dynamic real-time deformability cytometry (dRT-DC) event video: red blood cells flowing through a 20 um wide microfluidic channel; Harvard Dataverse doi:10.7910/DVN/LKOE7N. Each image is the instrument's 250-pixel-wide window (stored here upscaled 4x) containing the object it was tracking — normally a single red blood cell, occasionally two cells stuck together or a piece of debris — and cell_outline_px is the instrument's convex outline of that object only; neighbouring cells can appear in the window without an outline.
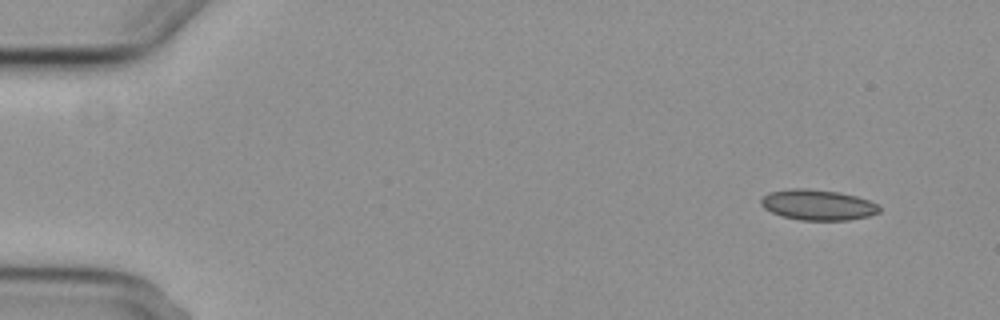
{"species": "common noctule bat (a hibernating species)", "species_latin": "Nyctalus noctula", "temperature_condition": "cold", "stored_images_in_passage": 10, "camera_frame_rate_fps": 3000, "um_per_image_px": 0.085, "animal": {"sex": "female", "body_mass_g": 29.2, "forearm_length_mm": 56.3}, "frame": {"image": 1, "passage_image": 1, "time_ms": 0.0, "image_size_px": [1000, 320], "cell_outline_px": [[880, 212], [868, 216], [848, 220], [800, 220], [784, 216], [772, 212], [764, 208], [760, 204], [760, 200], [768, 192], [792, 188], [808, 188], [840, 192], [856, 196], [880, 204]], "centroid_in_image_um": [69.53, 17.4], "position_along_channel_um": 15.5, "area_um2": 21.15}}
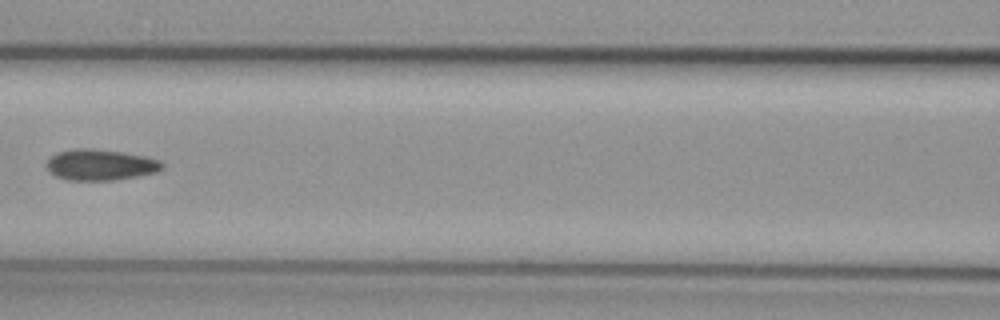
{"frame": {"image": 2, "passage_image": 6, "time_ms": 7.0, "image_size_px": [1000, 320], "cell_outline_px": [[164, 168], [156, 172], [136, 176], [112, 180], [68, 180], [56, 176], [48, 172], [44, 164], [56, 152], [72, 148], [88, 148], [124, 152], [144, 156], [160, 160], [164, 164]], "centroid_in_image_um": [8.5, 14.0], "position_along_channel_um": 158.1, "area_um2": 21.04}}
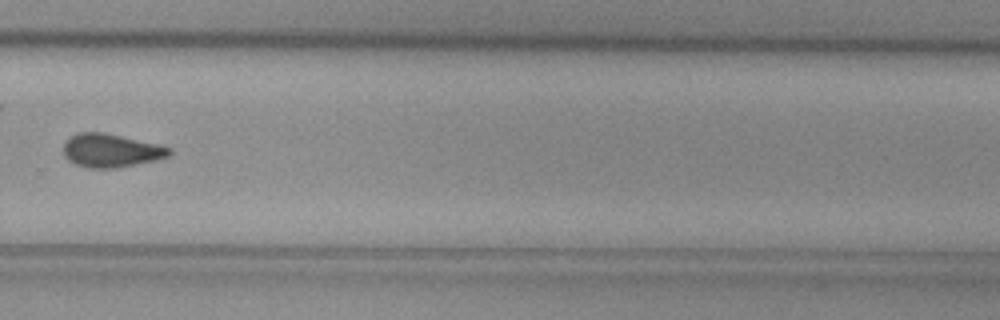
{"frame": {"image": 3, "passage_image": 10, "time_ms": 11.333, "image_size_px": [1000, 320], "cell_outline_px": [[172, 152], [168, 156], [156, 160], [116, 168], [88, 168], [76, 164], [68, 160], [64, 156], [64, 144], [76, 132], [104, 132], [160, 144], [172, 148]], "centroid_in_image_um": [9.46, 12.79], "position_along_channel_um": 320.3, "area_um2": 20.69}}